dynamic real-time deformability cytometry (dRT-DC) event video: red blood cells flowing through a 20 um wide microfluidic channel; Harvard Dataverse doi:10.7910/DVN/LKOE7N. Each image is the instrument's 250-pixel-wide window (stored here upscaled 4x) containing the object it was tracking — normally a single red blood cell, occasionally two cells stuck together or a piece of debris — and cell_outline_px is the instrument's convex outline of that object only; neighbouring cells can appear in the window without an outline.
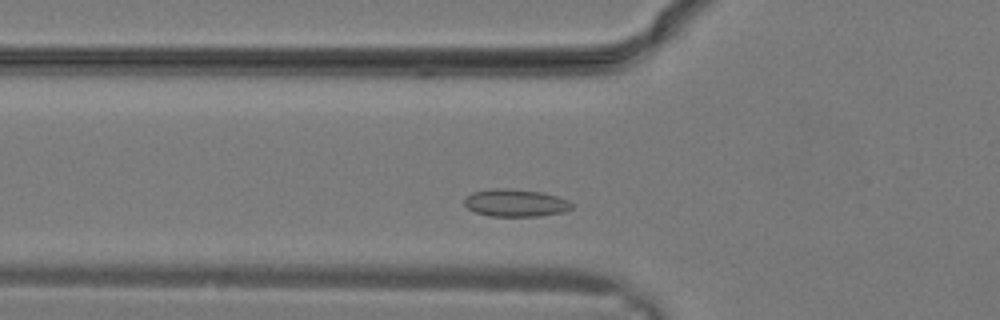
{"species": "common noctule bat (a hibernating species)", "species_latin": "Nyctalus noctula", "temperature_condition": "warm", "stored_images_in_passage": 16, "camera_frame_rate_fps": 3000, "um_per_image_px": 0.085, "animal": {"sex": "male", "body_mass_g": 19.2, "forearm_length_mm": 51.8}, "frame": {"image": 1, "passage_image": 4, "time_ms": 1.0, "image_size_px": [1000, 320], "cell_outline_px": [[572, 208], [564, 212], [540, 216], [488, 216], [476, 212], [468, 208], [464, 204], [464, 196], [472, 192], [492, 188], [508, 188], [540, 192], [556, 196], [568, 200], [572, 204]], "centroid_in_image_um": [43.78, 17.24], "position_along_channel_um": 82.0, "area_um2": 17.28}}
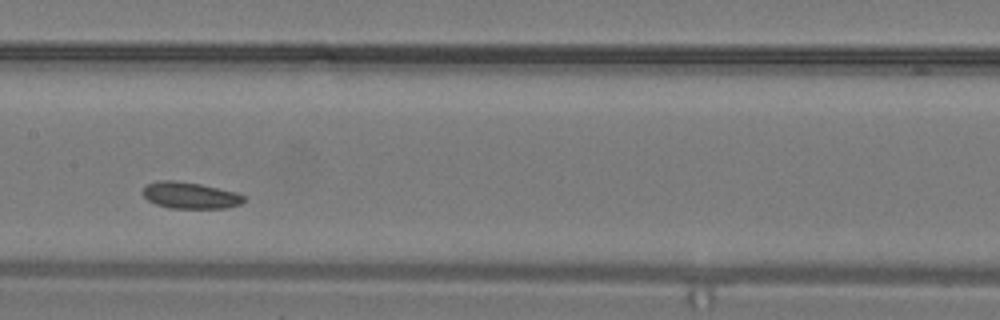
{"frame": {"image": 2, "passage_image": 9, "time_ms": 2.667, "image_size_px": [1000, 320], "cell_outline_px": [[248, 196], [240, 204], [228, 208], [168, 208], [156, 204], [148, 200], [144, 196], [144, 188], [148, 184], [160, 180], [176, 180], [200, 184], [236, 192]], "centroid_in_image_um": [16.2, 16.61], "position_along_channel_um": 191.2, "area_um2": 15.61}}
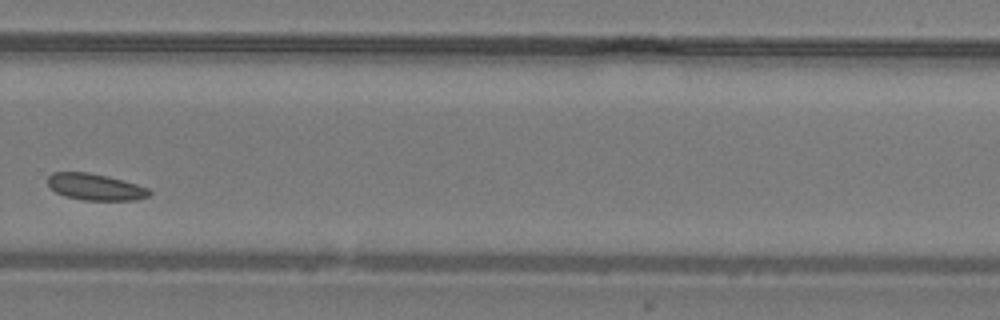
{"frame": {"image": 3, "passage_image": 15, "time_ms": 4.667, "image_size_px": [1000, 320], "cell_outline_px": [[152, 192], [148, 196], [136, 200], [80, 200], [64, 196], [56, 192], [48, 184], [48, 176], [52, 172], [88, 172], [108, 176], [136, 184], [148, 188]], "centroid_in_image_um": [8.09, 15.89], "position_along_channel_um": 321.7, "area_um2": 15.72}}